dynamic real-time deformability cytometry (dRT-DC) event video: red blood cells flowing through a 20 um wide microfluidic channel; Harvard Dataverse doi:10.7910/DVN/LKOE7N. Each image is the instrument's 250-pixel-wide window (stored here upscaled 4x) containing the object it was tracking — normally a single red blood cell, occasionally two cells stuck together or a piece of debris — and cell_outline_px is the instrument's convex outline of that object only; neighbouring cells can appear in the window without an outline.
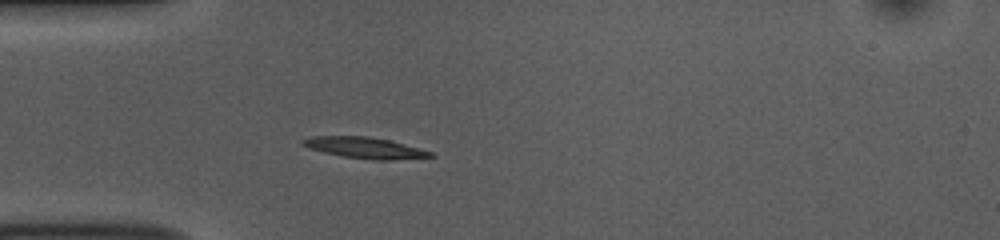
{"species": "common noctule bat (a hibernating species)", "species_latin": "Nyctalus noctula", "temperature_condition": "room temperature", "stored_images_in_passage": 38, "camera_frame_rate_fps": 3000, "um_per_image_px": 0.085, "animal": {"sex": "female", "body_mass_g": 10.0, "forearm_length_mm": 53.1}, "frame": {"image": 1, "passage_image": 1, "time_ms": 0.0, "image_size_px": [1000, 240], "cell_outline_px": [[436, 156], [392, 160], [372, 160], [344, 156], [324, 152], [308, 148], [300, 144], [300, 140], [312, 136], [368, 136], [388, 140], [404, 144], [432, 152]], "centroid_in_image_um": [30.97, 12.56], "position_along_channel_um": 54.0, "area_um2": 15.61}}
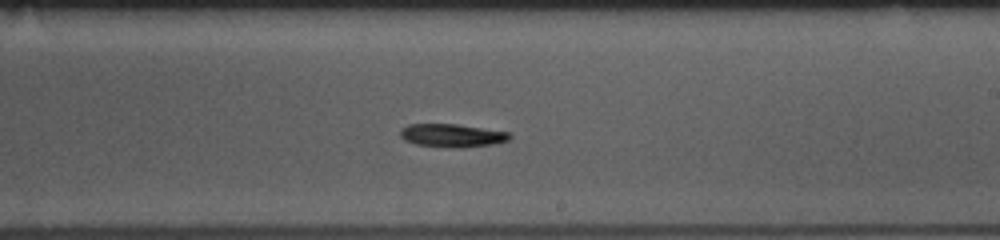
{"frame": {"image": 2, "passage_image": 17, "time_ms": 5.333, "image_size_px": [1000, 240], "cell_outline_px": [[512, 136], [508, 140], [492, 144], [460, 148], [448, 148], [416, 144], [404, 140], [400, 136], [400, 128], [408, 124], [456, 124], [508, 132]], "centroid_in_image_um": [38.38, 11.52], "position_along_channel_um": 250.6, "area_um2": 14.8}}
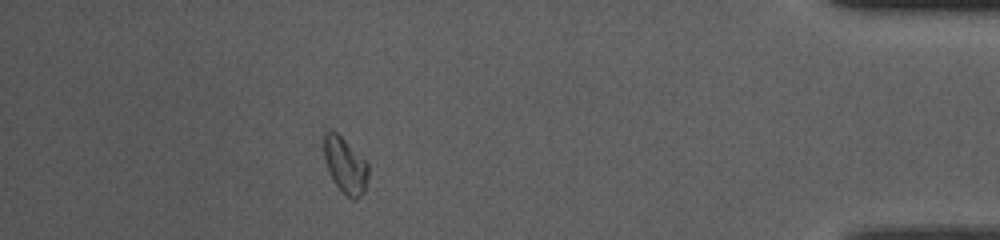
{"frame": {"image": 3, "passage_image": 33, "time_ms": 10.667, "image_size_px": [1000, 240], "cell_outline_px": [[368, 176], [364, 192], [356, 200], [352, 200], [332, 180], [328, 172], [324, 160], [324, 132], [328, 128], [332, 128], [368, 160]], "centroid_in_image_um": [29.34, 14.0], "position_along_channel_um": 405.9, "area_um2": 14.85}}